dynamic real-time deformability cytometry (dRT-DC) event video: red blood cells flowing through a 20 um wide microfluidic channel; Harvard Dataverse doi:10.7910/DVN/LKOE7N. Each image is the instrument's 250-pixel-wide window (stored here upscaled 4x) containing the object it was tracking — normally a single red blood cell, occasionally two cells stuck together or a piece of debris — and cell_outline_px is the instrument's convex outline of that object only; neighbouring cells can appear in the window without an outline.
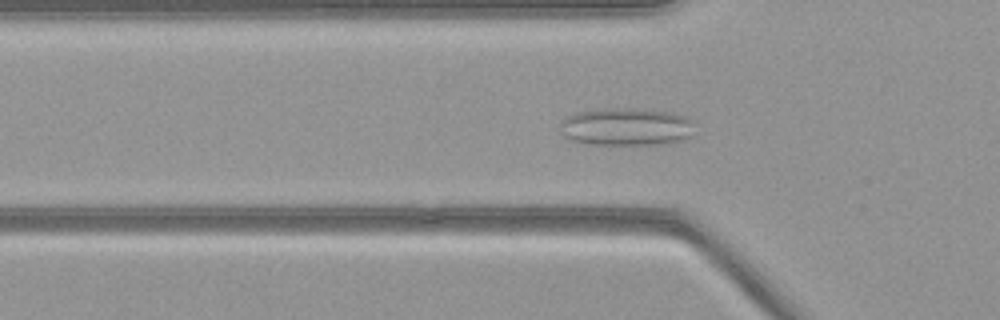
{"species": "common noctule bat (a hibernating species)", "species_latin": "Nyctalus noctula", "temperature_condition": "warm", "stored_images_in_passage": 41, "camera_frame_rate_fps": 3000, "um_per_image_px": 0.085, "animal": {"sex": "female", "body_mass_g": 21.9}, "frame": {"image": 1, "passage_image": 16, "time_ms": 5.0, "image_size_px": [1000, 320], "cell_outline_px": [[692, 136], [668, 144], [588, 144], [572, 140], [564, 136], [560, 132], [560, 120], [564, 116], [576, 112], [604, 108], [636, 108], [672, 112], [684, 116], [692, 120]], "centroid_in_image_um": [53.19, 10.76], "position_along_channel_um": 72.6, "area_um2": 29.94}}
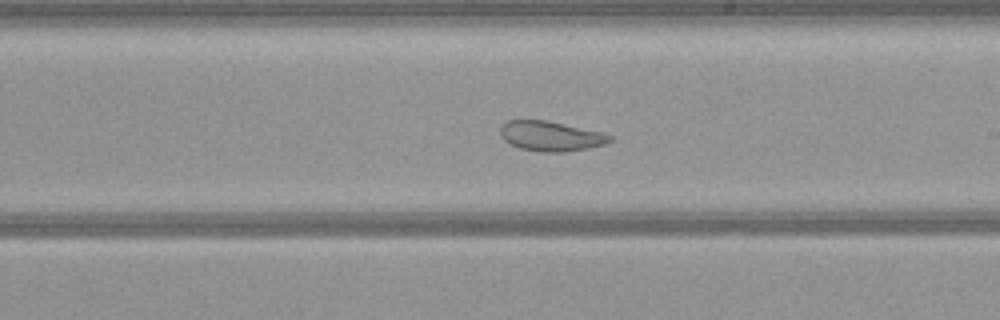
{"frame": {"image": 2, "passage_image": 29, "time_ms": 9.333, "image_size_px": [1000, 320], "cell_outline_px": [[612, 140], [604, 144], [588, 148], [564, 152], [540, 152], [520, 148], [504, 140], [500, 136], [500, 128], [508, 120], [544, 120], [604, 132], [612, 136]], "centroid_in_image_um": [46.82, 11.57], "position_along_channel_um": 242.2, "area_um2": 19.02}}
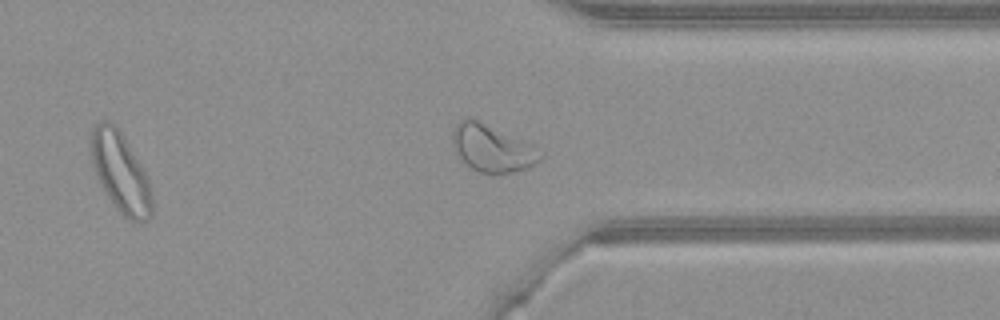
{"frame": {"image": 3, "passage_image": 39, "time_ms": 12.667, "image_size_px": [1000, 320], "cell_outline_px": [[152, 216], [148, 220], [132, 220], [124, 216], [116, 208], [104, 192], [100, 184], [92, 164], [88, 144], [88, 136], [92, 128], [100, 120], [108, 120], [116, 124], [144, 172], [148, 180], [152, 192]], "centroid_in_image_um": [10.18, 14.6], "position_along_channel_um": 401.2, "area_um2": 28.5}}